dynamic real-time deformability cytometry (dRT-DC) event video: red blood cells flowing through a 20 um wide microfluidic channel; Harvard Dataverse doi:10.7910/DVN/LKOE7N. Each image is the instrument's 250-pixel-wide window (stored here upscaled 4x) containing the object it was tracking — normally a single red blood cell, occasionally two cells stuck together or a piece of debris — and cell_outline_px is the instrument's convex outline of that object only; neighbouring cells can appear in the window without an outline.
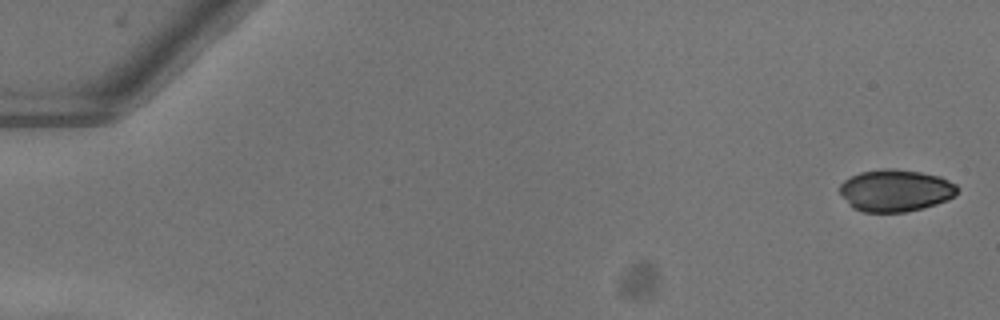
{"species": "common noctule bat (a hibernating species)", "species_latin": "Nyctalus noctula", "temperature_condition": "warm", "stored_images_in_passage": 51, "camera_frame_rate_fps": 3000, "um_per_image_px": 0.085, "animal": {"sex": "female"}, "frame": {"image": 1, "passage_image": 1, "time_ms": 0.0, "image_size_px": [1000, 320], "cell_outline_px": [[960, 188], [956, 196], [948, 200], [924, 208], [904, 212], [864, 212], [852, 208], [848, 204], [840, 192], [840, 184], [844, 180], [860, 172], [884, 168], [892, 168], [920, 172], [940, 176], [956, 184]], "centroid_in_image_um": [76.15, 16.19], "position_along_channel_um": 8.9, "area_um2": 29.07}}
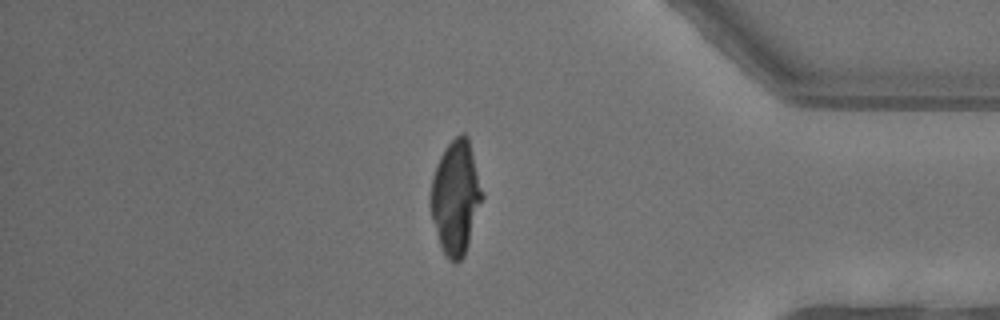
{"frame": {"image": 2, "passage_image": 44, "time_ms": 14.333, "image_size_px": [1000, 320], "cell_outline_px": [[484, 196], [464, 256], [456, 264], [448, 260], [440, 244], [432, 220], [428, 204], [428, 200], [432, 176], [440, 156], [444, 148], [460, 132], [464, 132], [468, 136]], "centroid_in_image_um": [38.71, 16.76], "position_along_channel_um": 396.5, "area_um2": 34.45}}
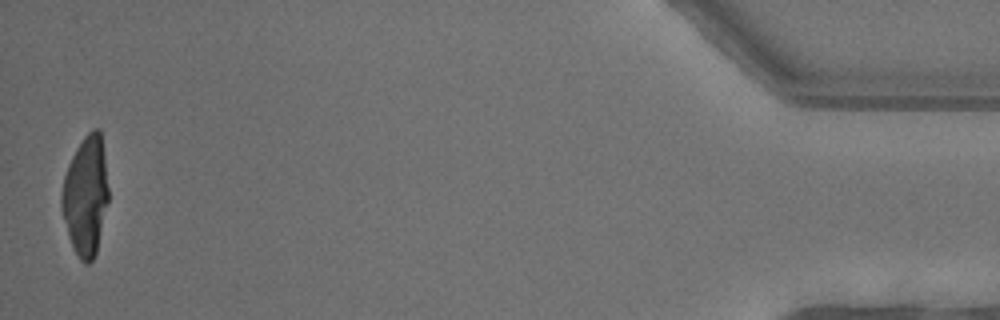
{"frame": {"image": 3, "passage_image": 51, "time_ms": 16.667, "image_size_px": [1000, 320], "cell_outline_px": [[108, 200], [96, 252], [92, 260], [88, 264], [84, 264], [80, 260], [72, 248], [60, 204], [60, 200], [64, 176], [68, 164], [76, 148], [84, 136], [92, 128], [100, 128], [104, 156], [108, 188]], "centroid_in_image_um": [7.27, 16.63], "position_along_channel_um": 427.9, "area_um2": 32.37}}